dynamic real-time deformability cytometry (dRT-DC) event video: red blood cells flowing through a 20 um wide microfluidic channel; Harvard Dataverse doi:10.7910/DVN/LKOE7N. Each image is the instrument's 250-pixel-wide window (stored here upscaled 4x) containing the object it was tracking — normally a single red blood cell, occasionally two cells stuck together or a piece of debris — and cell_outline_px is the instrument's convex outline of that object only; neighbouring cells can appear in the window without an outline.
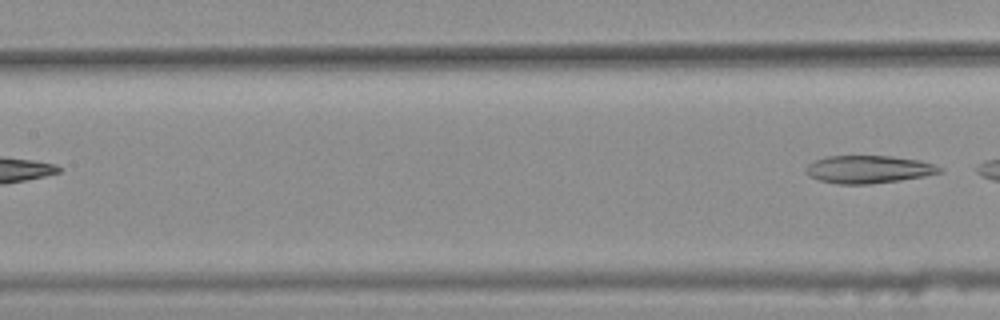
{"species": "common noctule bat (a hibernating species)", "species_latin": "Nyctalus noctula", "temperature_condition": "warm", "stored_images_in_passage": 4, "segment_of_instrument_passage": [2, 2], "camera_frame_rate_fps": 3000, "um_per_image_px": 0.085, "animal": {"sex": "female", "body_mass_g": 25.1}, "frame": {"image": 1, "passage_image": 4, "time_ms": 1.0, "image_size_px": [1000, 320], "cell_outline_px": [[944, 168], [940, 172], [924, 176], [900, 180], [868, 184], [840, 184], [820, 180], [808, 176], [804, 168], [808, 164], [816, 160], [828, 156], [892, 156], [920, 160]], "centroid_in_image_um": [73.81, 14.39], "position_along_channel_um": 133.6, "area_um2": 21.5}}